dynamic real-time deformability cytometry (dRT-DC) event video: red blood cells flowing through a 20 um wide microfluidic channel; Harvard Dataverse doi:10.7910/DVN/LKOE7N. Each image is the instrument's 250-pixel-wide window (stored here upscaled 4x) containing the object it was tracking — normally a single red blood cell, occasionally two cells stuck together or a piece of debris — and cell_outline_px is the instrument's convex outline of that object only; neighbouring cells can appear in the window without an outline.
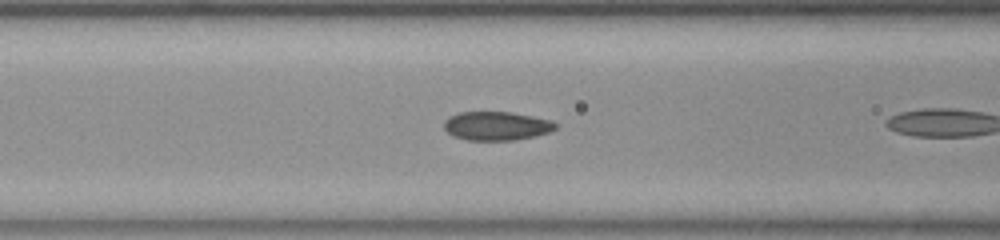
{"species": "common noctule bat (a hibernating species)", "species_latin": "Nyctalus noctula", "temperature_condition": "room temperature", "stored_images_in_passage": 6, "camera_frame_rate_fps": 3000, "um_per_image_px": 0.085, "animal": {"sex": "female", "body_mass_g": 23.0, "forearm_length_mm": 53.4}, "frame": {"image": 1, "passage_image": 4, "time_ms": 1.0, "image_size_px": [1000, 240], "cell_outline_px": [[556, 128], [548, 132], [532, 136], [512, 140], [468, 140], [456, 136], [448, 132], [444, 128], [444, 120], [448, 116], [460, 112], [512, 112], [532, 116], [548, 120], [556, 124]], "centroid_in_image_um": [42.15, 10.69], "position_along_channel_um": 124.4, "area_um2": 18.38}}